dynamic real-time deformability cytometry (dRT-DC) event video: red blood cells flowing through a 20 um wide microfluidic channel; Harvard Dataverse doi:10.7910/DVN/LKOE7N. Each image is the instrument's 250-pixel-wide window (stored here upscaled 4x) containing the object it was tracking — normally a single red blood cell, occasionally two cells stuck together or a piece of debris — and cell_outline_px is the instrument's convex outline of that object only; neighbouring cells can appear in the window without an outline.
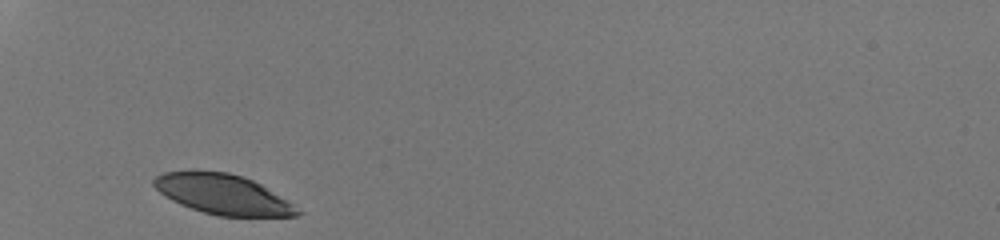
{"species": "human", "species_latin": "Homo sapiens", "temperature_condition": "room temperature", "stored_images_in_passage": 26, "camera_frame_rate_fps": 3000, "um_per_image_px": 0.085, "donor": {"sex": "male"}, "frame": {"image": 1, "passage_image": 1, "time_ms": 0.0, "image_size_px": [1000, 240], "cell_outline_px": [[304, 212], [296, 216], [216, 216], [180, 204], [164, 196], [152, 184], [152, 180], [156, 176], [164, 172], [188, 168], [192, 168], [228, 172], [244, 176], [260, 184], [292, 204]], "centroid_in_image_um": [18.87, 16.47], "position_along_channel_um": 66.1, "area_um2": 33.87}}
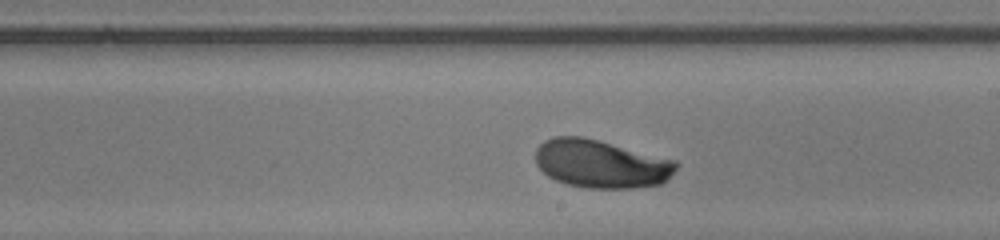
{"frame": {"image": 2, "passage_image": 15, "time_ms": 4.667, "image_size_px": [1000, 240], "cell_outline_px": [[680, 164], [660, 184], [632, 188], [588, 188], [568, 184], [556, 180], [548, 176], [536, 164], [536, 148], [544, 140], [552, 136], [584, 136], [676, 160]], "centroid_in_image_um": [51.06, 13.91], "position_along_channel_um": 237.9, "area_um2": 39.42}}
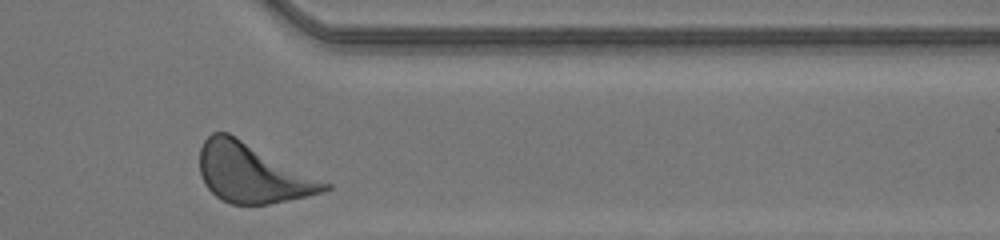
{"frame": {"image": 3, "passage_image": 26, "time_ms": 8.333, "image_size_px": [1000, 240], "cell_outline_px": [[332, 188], [324, 192], [268, 204], [232, 204], [220, 200], [204, 184], [200, 172], [200, 148], [204, 140], [212, 132], [228, 132], [332, 184]], "centroid_in_image_um": [21.45, 14.71], "position_along_channel_um": 390.0, "area_um2": 43.0}, "authors_computed_cell_mechanics": {"area_um2": 38.6393, "velocity_mm_per_s": 4.1556, "shape_relaxation_time_tau1_ms": 2.5179, "shape_relaxation_time_tau2_ms": null, "deformation_change_tau1": 0.1333, "deformation_change_tau2": null}}